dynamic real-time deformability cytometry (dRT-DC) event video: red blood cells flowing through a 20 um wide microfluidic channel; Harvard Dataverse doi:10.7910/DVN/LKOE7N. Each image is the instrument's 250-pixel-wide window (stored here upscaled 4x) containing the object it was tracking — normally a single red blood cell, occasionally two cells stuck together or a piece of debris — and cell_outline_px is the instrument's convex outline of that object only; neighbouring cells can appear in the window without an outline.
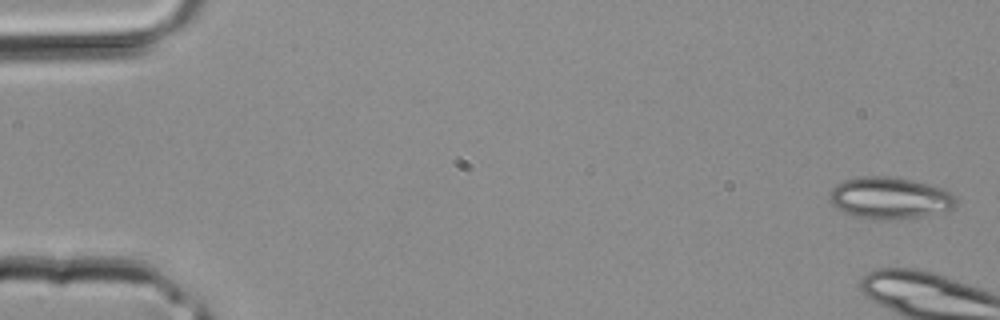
{"species": "common noctule bat (a hibernating species)", "species_latin": "Nyctalus noctula", "temperature_condition": "room temperature", "stored_images_in_passage": 3, "segment_of_instrument_passage": [2, 2], "camera_frame_rate_fps": 3000, "um_per_image_px": 0.085, "animal": {"sex": "male", "body_mass_g": 20.4}, "frame": {"image": 1, "passage_image": 3, "time_ms": 0.667, "image_size_px": [1000, 320], "cell_outline_px": [[956, 204], [952, 208], [924, 216], [896, 220], [880, 220], [856, 216], [844, 212], [836, 208], [828, 200], [828, 192], [836, 184], [844, 180], [864, 176], [888, 176], [912, 180], [944, 188], [952, 192], [956, 196]], "centroid_in_image_um": [75.61, 16.83], "position_along_channel_um": 9.4, "area_um2": 31.04}}